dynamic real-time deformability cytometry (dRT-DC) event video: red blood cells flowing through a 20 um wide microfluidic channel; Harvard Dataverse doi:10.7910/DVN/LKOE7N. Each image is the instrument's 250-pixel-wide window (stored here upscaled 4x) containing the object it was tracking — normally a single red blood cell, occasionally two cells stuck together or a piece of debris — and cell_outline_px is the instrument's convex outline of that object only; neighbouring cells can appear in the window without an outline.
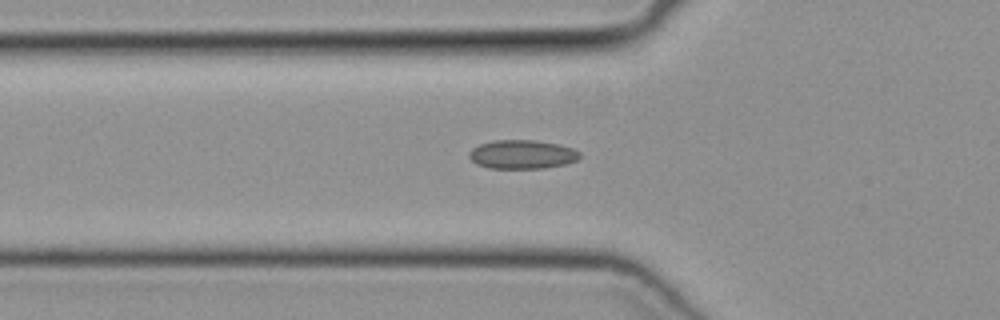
{"species": "common noctule bat (a hibernating species)", "species_latin": "Nyctalus noctula", "temperature_condition": "cold", "stored_images_in_passage": 46, "camera_frame_rate_fps": 3000, "um_per_image_px": 0.085, "animal": {"sex": "female", "body_mass_g": 19.3, "forearm_length_mm": 54.1}, "frame": {"image": 1, "passage_image": 18, "time_ms": 5.667, "image_size_px": [1000, 320], "cell_outline_px": [[580, 156], [576, 160], [564, 164], [544, 168], [488, 168], [476, 164], [468, 156], [468, 152], [472, 148], [480, 144], [492, 140], [536, 140], [560, 144], [572, 148], [580, 152]], "centroid_in_image_um": [44.36, 13.11], "position_along_channel_um": 81.4, "area_um2": 18.67}}
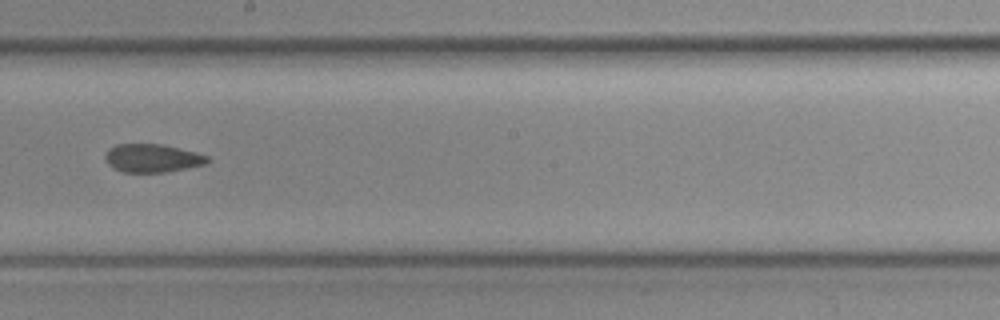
{"frame": {"image": 2, "passage_image": 29, "time_ms": 9.333, "image_size_px": [1000, 320], "cell_outline_px": [[212, 160], [208, 164], [168, 172], [124, 172], [108, 164], [104, 156], [108, 148], [116, 144], [160, 144], [208, 156]], "centroid_in_image_um": [12.96, 13.45], "position_along_channel_um": 235.2, "area_um2": 16.76}}
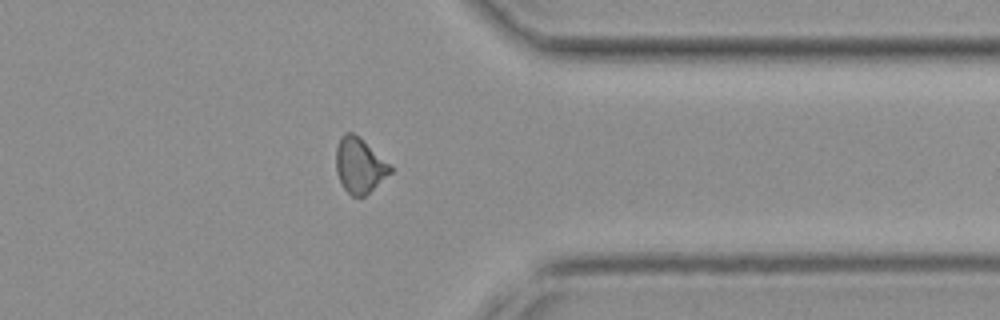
{"frame": {"image": 3, "passage_image": 40, "time_ms": 13.0, "image_size_px": [1000, 320], "cell_outline_px": [[392, 172], [364, 196], [352, 196], [344, 188], [336, 172], [336, 148], [340, 136], [344, 132], [352, 132], [360, 136], [392, 168]], "centroid_in_image_um": [30.53, 14.03], "position_along_channel_um": 380.9, "area_um2": 17.22}}